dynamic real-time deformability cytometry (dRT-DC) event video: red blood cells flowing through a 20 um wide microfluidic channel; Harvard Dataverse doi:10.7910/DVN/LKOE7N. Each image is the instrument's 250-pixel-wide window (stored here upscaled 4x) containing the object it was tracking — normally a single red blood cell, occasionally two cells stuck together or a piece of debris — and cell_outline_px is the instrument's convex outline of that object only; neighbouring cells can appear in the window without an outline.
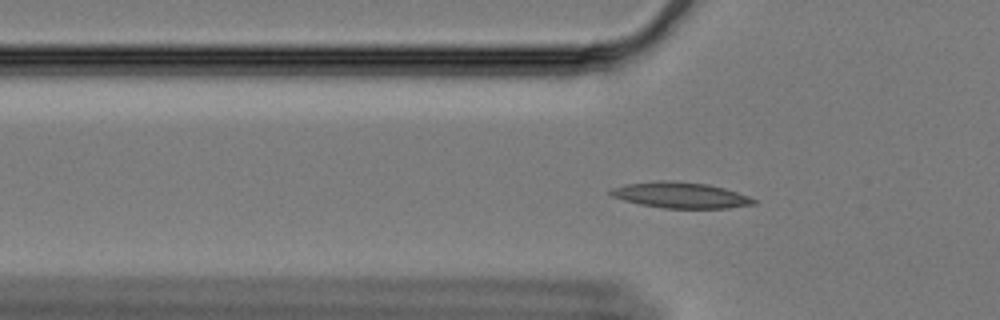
{"species": "Egyptian fruit bat (a non-hibernating species)", "species_latin": "Rousettus aegyptiacus", "temperature_condition": "cold", "stored_images_in_passage": 50, "camera_frame_rate_fps": 3000, "um_per_image_px": 0.085, "animal": {"sex": "female"}, "frame": {"image": 1, "passage_image": 9, "time_ms": 2.667, "image_size_px": [1000, 320], "cell_outline_px": [[756, 204], [728, 208], [664, 208], [640, 204], [624, 200], [612, 196], [608, 192], [608, 188], [624, 184], [660, 180], [676, 180], [708, 184], [724, 188], [748, 196], [756, 200]], "centroid_in_image_um": [57.8, 16.57], "position_along_channel_um": 68.0, "area_um2": 21.73}}
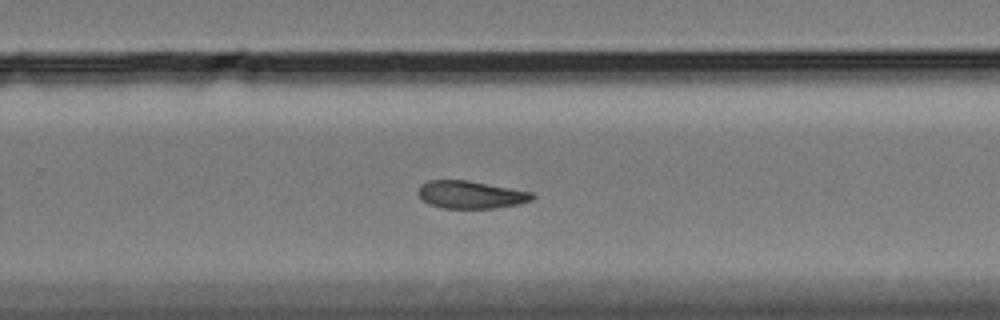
{"frame": {"image": 2, "passage_image": 29, "time_ms": 9.333, "image_size_px": [1000, 320], "cell_outline_px": [[536, 196], [532, 200], [520, 204], [496, 208], [440, 208], [428, 204], [416, 192], [420, 184], [428, 180], [468, 180], [532, 192]], "centroid_in_image_um": [40.0, 16.55], "position_along_channel_um": 289.8, "area_um2": 18.55}}
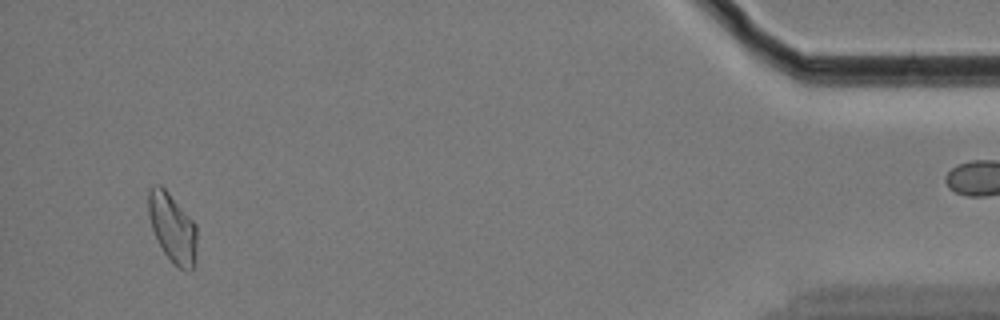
{"frame": {"image": 3, "passage_image": 47, "time_ms": 15.333, "image_size_px": [1000, 320], "cell_outline_px": [[196, 264], [192, 272], [180, 268], [164, 252], [152, 228], [148, 216], [148, 192], [152, 184], [160, 184], [168, 192], [196, 224]], "centroid_in_image_um": [14.67, 19.36], "position_along_channel_um": 420.5, "area_um2": 19.42}, "authors_computed_cell_mechanics": {"area_um2": 19.2763, "velocity_mm_per_s": 3.3312, "shape_relaxation_time_tau1_ms": null, "shape_relaxation_time_tau2_ms": 10.844, "deformation_change_tau1": null, "deformation_change_tau2": 0.167}}